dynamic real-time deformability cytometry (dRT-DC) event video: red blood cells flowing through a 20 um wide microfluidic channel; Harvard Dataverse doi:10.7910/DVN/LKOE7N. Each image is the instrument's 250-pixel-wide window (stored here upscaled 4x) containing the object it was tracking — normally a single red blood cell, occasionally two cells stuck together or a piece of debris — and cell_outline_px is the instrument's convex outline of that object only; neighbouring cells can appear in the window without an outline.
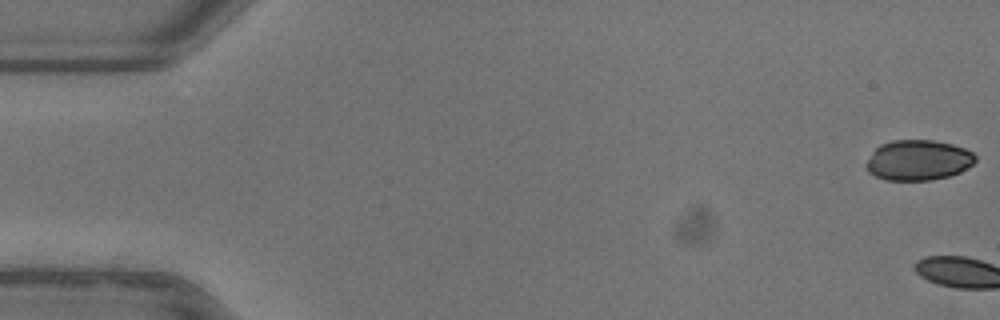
{"species": "common noctule bat (a hibernating species)", "species_latin": "Nyctalus noctula", "temperature_condition": "warm", "stored_images_in_passage": 4, "camera_frame_rate_fps": 3000, "um_per_image_px": 0.085, "animal": {"sex": "female"}, "frame": {"image": 1, "passage_image": 1, "time_ms": 0.0, "image_size_px": [1000, 320], "cell_outline_px": [[976, 160], [972, 164], [960, 172], [948, 176], [932, 180], [884, 180], [868, 172], [864, 164], [872, 152], [880, 144], [892, 140], [936, 140], [952, 144], [964, 148], [972, 152], [976, 156]], "centroid_in_image_um": [78.02, 13.61], "position_along_channel_um": 7.0, "area_um2": 25.84}}